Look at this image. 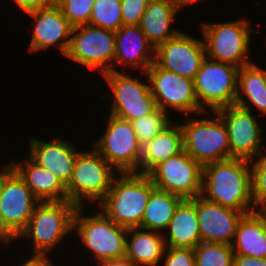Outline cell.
Listing matches in <instances>:
<instances>
[{
  "instance_id": "1",
  "label": "cell",
  "mask_w": 266,
  "mask_h": 266,
  "mask_svg": "<svg viewBox=\"0 0 266 266\" xmlns=\"http://www.w3.org/2000/svg\"><path fill=\"white\" fill-rule=\"evenodd\" d=\"M91 208L97 211L94 212ZM96 208L78 206L74 214L72 237L78 239L76 244L80 242L83 246L80 247L81 250L84 249L81 254L85 255L84 258L88 257L92 266L106 260L125 259L128 229L112 221L99 207Z\"/></svg>"
},
{
  "instance_id": "2",
  "label": "cell",
  "mask_w": 266,
  "mask_h": 266,
  "mask_svg": "<svg viewBox=\"0 0 266 266\" xmlns=\"http://www.w3.org/2000/svg\"><path fill=\"white\" fill-rule=\"evenodd\" d=\"M200 196L236 211H257L251 197V161L231 158L203 166Z\"/></svg>"
},
{
  "instance_id": "3",
  "label": "cell",
  "mask_w": 266,
  "mask_h": 266,
  "mask_svg": "<svg viewBox=\"0 0 266 266\" xmlns=\"http://www.w3.org/2000/svg\"><path fill=\"white\" fill-rule=\"evenodd\" d=\"M77 206L70 201L39 202L28 221L26 228L14 240L22 244L30 242V254L51 255L54 251L63 253L64 242L67 244L73 235V219ZM68 239V240H66ZM20 240V241H19ZM17 241V242H16ZM19 241V242H18ZM63 248V249H61Z\"/></svg>"
},
{
  "instance_id": "4",
  "label": "cell",
  "mask_w": 266,
  "mask_h": 266,
  "mask_svg": "<svg viewBox=\"0 0 266 266\" xmlns=\"http://www.w3.org/2000/svg\"><path fill=\"white\" fill-rule=\"evenodd\" d=\"M155 189L147 174L119 173L105 198L97 205L124 228L141 226L150 193Z\"/></svg>"
},
{
  "instance_id": "5",
  "label": "cell",
  "mask_w": 266,
  "mask_h": 266,
  "mask_svg": "<svg viewBox=\"0 0 266 266\" xmlns=\"http://www.w3.org/2000/svg\"><path fill=\"white\" fill-rule=\"evenodd\" d=\"M191 117L186 115L179 123L183 150L202 167L230 159L228 131L222 117L216 111H203Z\"/></svg>"
},
{
  "instance_id": "6",
  "label": "cell",
  "mask_w": 266,
  "mask_h": 266,
  "mask_svg": "<svg viewBox=\"0 0 266 266\" xmlns=\"http://www.w3.org/2000/svg\"><path fill=\"white\" fill-rule=\"evenodd\" d=\"M252 23L245 16L233 21L199 23L206 57L238 68L252 63L250 50L255 31Z\"/></svg>"
},
{
  "instance_id": "7",
  "label": "cell",
  "mask_w": 266,
  "mask_h": 266,
  "mask_svg": "<svg viewBox=\"0 0 266 266\" xmlns=\"http://www.w3.org/2000/svg\"><path fill=\"white\" fill-rule=\"evenodd\" d=\"M39 202L8 164L0 174V247L14 248L12 242L26 228Z\"/></svg>"
},
{
  "instance_id": "8",
  "label": "cell",
  "mask_w": 266,
  "mask_h": 266,
  "mask_svg": "<svg viewBox=\"0 0 266 266\" xmlns=\"http://www.w3.org/2000/svg\"><path fill=\"white\" fill-rule=\"evenodd\" d=\"M118 174L94 147L85 151L81 149L66 185L68 201L77 207H96L108 194Z\"/></svg>"
},
{
  "instance_id": "9",
  "label": "cell",
  "mask_w": 266,
  "mask_h": 266,
  "mask_svg": "<svg viewBox=\"0 0 266 266\" xmlns=\"http://www.w3.org/2000/svg\"><path fill=\"white\" fill-rule=\"evenodd\" d=\"M132 73V71H110L99 76L110 90L109 93L101 94L99 98L108 101L105 103V108L108 106L109 112L106 113L130 122L147 116L157 109L155 99L150 92L148 78L142 81V78L135 77Z\"/></svg>"
},
{
  "instance_id": "10",
  "label": "cell",
  "mask_w": 266,
  "mask_h": 266,
  "mask_svg": "<svg viewBox=\"0 0 266 266\" xmlns=\"http://www.w3.org/2000/svg\"><path fill=\"white\" fill-rule=\"evenodd\" d=\"M102 135L94 147L118 173H139L142 145L132 123L107 113Z\"/></svg>"
},
{
  "instance_id": "11",
  "label": "cell",
  "mask_w": 266,
  "mask_h": 266,
  "mask_svg": "<svg viewBox=\"0 0 266 266\" xmlns=\"http://www.w3.org/2000/svg\"><path fill=\"white\" fill-rule=\"evenodd\" d=\"M148 78L150 92L158 109L172 115L177 111L180 115H193L203 112L199 106L193 80L159 67L155 62L146 72H140ZM145 76V77H144ZM171 112V113H169Z\"/></svg>"
},
{
  "instance_id": "12",
  "label": "cell",
  "mask_w": 266,
  "mask_h": 266,
  "mask_svg": "<svg viewBox=\"0 0 266 266\" xmlns=\"http://www.w3.org/2000/svg\"><path fill=\"white\" fill-rule=\"evenodd\" d=\"M99 75L113 71L115 33L88 24L73 27L65 58Z\"/></svg>"
},
{
  "instance_id": "13",
  "label": "cell",
  "mask_w": 266,
  "mask_h": 266,
  "mask_svg": "<svg viewBox=\"0 0 266 266\" xmlns=\"http://www.w3.org/2000/svg\"><path fill=\"white\" fill-rule=\"evenodd\" d=\"M239 68L228 63L204 59L193 82L199 106L216 111L234 105L237 95Z\"/></svg>"
},
{
  "instance_id": "14",
  "label": "cell",
  "mask_w": 266,
  "mask_h": 266,
  "mask_svg": "<svg viewBox=\"0 0 266 266\" xmlns=\"http://www.w3.org/2000/svg\"><path fill=\"white\" fill-rule=\"evenodd\" d=\"M216 112L222 117L228 131L230 159L251 160L266 147L263 122L254 112L236 104L222 107Z\"/></svg>"
},
{
  "instance_id": "15",
  "label": "cell",
  "mask_w": 266,
  "mask_h": 266,
  "mask_svg": "<svg viewBox=\"0 0 266 266\" xmlns=\"http://www.w3.org/2000/svg\"><path fill=\"white\" fill-rule=\"evenodd\" d=\"M203 167L184 150L156 165L147 175L155 188L182 199L201 195Z\"/></svg>"
},
{
  "instance_id": "16",
  "label": "cell",
  "mask_w": 266,
  "mask_h": 266,
  "mask_svg": "<svg viewBox=\"0 0 266 266\" xmlns=\"http://www.w3.org/2000/svg\"><path fill=\"white\" fill-rule=\"evenodd\" d=\"M32 19V35L26 52L37 53L58 48L61 55L66 56L73 26L62 14L57 5L34 8L24 12ZM54 46V47H53Z\"/></svg>"
},
{
  "instance_id": "17",
  "label": "cell",
  "mask_w": 266,
  "mask_h": 266,
  "mask_svg": "<svg viewBox=\"0 0 266 266\" xmlns=\"http://www.w3.org/2000/svg\"><path fill=\"white\" fill-rule=\"evenodd\" d=\"M182 30L155 48V63L170 72L194 80L206 58L202 38Z\"/></svg>"
},
{
  "instance_id": "18",
  "label": "cell",
  "mask_w": 266,
  "mask_h": 266,
  "mask_svg": "<svg viewBox=\"0 0 266 266\" xmlns=\"http://www.w3.org/2000/svg\"><path fill=\"white\" fill-rule=\"evenodd\" d=\"M196 205L201 242L232 245L239 221L249 211H236L205 200L202 196L191 199Z\"/></svg>"
},
{
  "instance_id": "19",
  "label": "cell",
  "mask_w": 266,
  "mask_h": 266,
  "mask_svg": "<svg viewBox=\"0 0 266 266\" xmlns=\"http://www.w3.org/2000/svg\"><path fill=\"white\" fill-rule=\"evenodd\" d=\"M114 33L113 71L130 69V72H134L136 69L138 72H146L155 62V47L148 41L140 27L123 25Z\"/></svg>"
},
{
  "instance_id": "20",
  "label": "cell",
  "mask_w": 266,
  "mask_h": 266,
  "mask_svg": "<svg viewBox=\"0 0 266 266\" xmlns=\"http://www.w3.org/2000/svg\"><path fill=\"white\" fill-rule=\"evenodd\" d=\"M28 156L39 166L50 170L66 186L72 176V171L78 153L74 142L53 137L49 141L30 137Z\"/></svg>"
},
{
  "instance_id": "21",
  "label": "cell",
  "mask_w": 266,
  "mask_h": 266,
  "mask_svg": "<svg viewBox=\"0 0 266 266\" xmlns=\"http://www.w3.org/2000/svg\"><path fill=\"white\" fill-rule=\"evenodd\" d=\"M16 160V161H15ZM40 201H67L66 186L50 170L39 166L29 156L7 161Z\"/></svg>"
},
{
  "instance_id": "22",
  "label": "cell",
  "mask_w": 266,
  "mask_h": 266,
  "mask_svg": "<svg viewBox=\"0 0 266 266\" xmlns=\"http://www.w3.org/2000/svg\"><path fill=\"white\" fill-rule=\"evenodd\" d=\"M178 13L173 0L149 1L139 27L155 48L182 31L173 26Z\"/></svg>"
},
{
  "instance_id": "23",
  "label": "cell",
  "mask_w": 266,
  "mask_h": 266,
  "mask_svg": "<svg viewBox=\"0 0 266 266\" xmlns=\"http://www.w3.org/2000/svg\"><path fill=\"white\" fill-rule=\"evenodd\" d=\"M235 104L266 117V67L254 61L239 68Z\"/></svg>"
},
{
  "instance_id": "24",
  "label": "cell",
  "mask_w": 266,
  "mask_h": 266,
  "mask_svg": "<svg viewBox=\"0 0 266 266\" xmlns=\"http://www.w3.org/2000/svg\"><path fill=\"white\" fill-rule=\"evenodd\" d=\"M162 234L166 247L194 249L201 242L196 205L191 199L179 203Z\"/></svg>"
},
{
  "instance_id": "25",
  "label": "cell",
  "mask_w": 266,
  "mask_h": 266,
  "mask_svg": "<svg viewBox=\"0 0 266 266\" xmlns=\"http://www.w3.org/2000/svg\"><path fill=\"white\" fill-rule=\"evenodd\" d=\"M165 248L162 232L130 228L126 235L125 260L136 266H159Z\"/></svg>"
},
{
  "instance_id": "26",
  "label": "cell",
  "mask_w": 266,
  "mask_h": 266,
  "mask_svg": "<svg viewBox=\"0 0 266 266\" xmlns=\"http://www.w3.org/2000/svg\"><path fill=\"white\" fill-rule=\"evenodd\" d=\"M235 255L266 258V213L257 210L239 221L232 243Z\"/></svg>"
},
{
  "instance_id": "27",
  "label": "cell",
  "mask_w": 266,
  "mask_h": 266,
  "mask_svg": "<svg viewBox=\"0 0 266 266\" xmlns=\"http://www.w3.org/2000/svg\"><path fill=\"white\" fill-rule=\"evenodd\" d=\"M177 121V122H175ZM173 121L150 142L142 146L140 174H148L156 165L183 151V134L178 120Z\"/></svg>"
},
{
  "instance_id": "28",
  "label": "cell",
  "mask_w": 266,
  "mask_h": 266,
  "mask_svg": "<svg viewBox=\"0 0 266 266\" xmlns=\"http://www.w3.org/2000/svg\"><path fill=\"white\" fill-rule=\"evenodd\" d=\"M183 199L155 188L149 196L140 228L164 232Z\"/></svg>"
},
{
  "instance_id": "29",
  "label": "cell",
  "mask_w": 266,
  "mask_h": 266,
  "mask_svg": "<svg viewBox=\"0 0 266 266\" xmlns=\"http://www.w3.org/2000/svg\"><path fill=\"white\" fill-rule=\"evenodd\" d=\"M232 245L215 242H200L194 248L195 266H233Z\"/></svg>"
},
{
  "instance_id": "30",
  "label": "cell",
  "mask_w": 266,
  "mask_h": 266,
  "mask_svg": "<svg viewBox=\"0 0 266 266\" xmlns=\"http://www.w3.org/2000/svg\"><path fill=\"white\" fill-rule=\"evenodd\" d=\"M88 25L117 31L123 26L121 0H95Z\"/></svg>"
},
{
  "instance_id": "31",
  "label": "cell",
  "mask_w": 266,
  "mask_h": 266,
  "mask_svg": "<svg viewBox=\"0 0 266 266\" xmlns=\"http://www.w3.org/2000/svg\"><path fill=\"white\" fill-rule=\"evenodd\" d=\"M251 197L256 210L266 208V147L251 160Z\"/></svg>"
},
{
  "instance_id": "32",
  "label": "cell",
  "mask_w": 266,
  "mask_h": 266,
  "mask_svg": "<svg viewBox=\"0 0 266 266\" xmlns=\"http://www.w3.org/2000/svg\"><path fill=\"white\" fill-rule=\"evenodd\" d=\"M174 119L165 111L156 109L153 113L131 121L133 129L143 146L166 128Z\"/></svg>"
},
{
  "instance_id": "33",
  "label": "cell",
  "mask_w": 266,
  "mask_h": 266,
  "mask_svg": "<svg viewBox=\"0 0 266 266\" xmlns=\"http://www.w3.org/2000/svg\"><path fill=\"white\" fill-rule=\"evenodd\" d=\"M95 0H62L57 6L69 23L75 27L89 24Z\"/></svg>"
},
{
  "instance_id": "34",
  "label": "cell",
  "mask_w": 266,
  "mask_h": 266,
  "mask_svg": "<svg viewBox=\"0 0 266 266\" xmlns=\"http://www.w3.org/2000/svg\"><path fill=\"white\" fill-rule=\"evenodd\" d=\"M195 266L193 248L166 247L160 266Z\"/></svg>"
},
{
  "instance_id": "35",
  "label": "cell",
  "mask_w": 266,
  "mask_h": 266,
  "mask_svg": "<svg viewBox=\"0 0 266 266\" xmlns=\"http://www.w3.org/2000/svg\"><path fill=\"white\" fill-rule=\"evenodd\" d=\"M150 0H121L123 25L139 26Z\"/></svg>"
},
{
  "instance_id": "36",
  "label": "cell",
  "mask_w": 266,
  "mask_h": 266,
  "mask_svg": "<svg viewBox=\"0 0 266 266\" xmlns=\"http://www.w3.org/2000/svg\"><path fill=\"white\" fill-rule=\"evenodd\" d=\"M25 257V260L21 262L18 266H54L55 264H59L57 262H55L56 260H51V257L49 255H44V254H31L29 253V257L25 254L22 255L20 259H23ZM55 262V263H54Z\"/></svg>"
},
{
  "instance_id": "37",
  "label": "cell",
  "mask_w": 266,
  "mask_h": 266,
  "mask_svg": "<svg viewBox=\"0 0 266 266\" xmlns=\"http://www.w3.org/2000/svg\"><path fill=\"white\" fill-rule=\"evenodd\" d=\"M233 266H266V258H256L246 255H234Z\"/></svg>"
},
{
  "instance_id": "38",
  "label": "cell",
  "mask_w": 266,
  "mask_h": 266,
  "mask_svg": "<svg viewBox=\"0 0 266 266\" xmlns=\"http://www.w3.org/2000/svg\"><path fill=\"white\" fill-rule=\"evenodd\" d=\"M12 2L14 6L16 5L17 10L23 11V13L34 8L48 6V0H12Z\"/></svg>"
},
{
  "instance_id": "39",
  "label": "cell",
  "mask_w": 266,
  "mask_h": 266,
  "mask_svg": "<svg viewBox=\"0 0 266 266\" xmlns=\"http://www.w3.org/2000/svg\"><path fill=\"white\" fill-rule=\"evenodd\" d=\"M173 1H174L175 6H176V10L178 12H180V14H181V12L183 11V8L185 10V8H187L189 5L191 6L193 3L194 4H196V3L200 4L204 0H173Z\"/></svg>"
},
{
  "instance_id": "40",
  "label": "cell",
  "mask_w": 266,
  "mask_h": 266,
  "mask_svg": "<svg viewBox=\"0 0 266 266\" xmlns=\"http://www.w3.org/2000/svg\"><path fill=\"white\" fill-rule=\"evenodd\" d=\"M95 266H136V265H131L130 262H128L125 259L122 260H106L97 263Z\"/></svg>"
},
{
  "instance_id": "41",
  "label": "cell",
  "mask_w": 266,
  "mask_h": 266,
  "mask_svg": "<svg viewBox=\"0 0 266 266\" xmlns=\"http://www.w3.org/2000/svg\"><path fill=\"white\" fill-rule=\"evenodd\" d=\"M62 0H48V5H57L61 2Z\"/></svg>"
},
{
  "instance_id": "42",
  "label": "cell",
  "mask_w": 266,
  "mask_h": 266,
  "mask_svg": "<svg viewBox=\"0 0 266 266\" xmlns=\"http://www.w3.org/2000/svg\"><path fill=\"white\" fill-rule=\"evenodd\" d=\"M9 163H4V164H1L0 165V174H1V172H2V170L8 165Z\"/></svg>"
}]
</instances>
